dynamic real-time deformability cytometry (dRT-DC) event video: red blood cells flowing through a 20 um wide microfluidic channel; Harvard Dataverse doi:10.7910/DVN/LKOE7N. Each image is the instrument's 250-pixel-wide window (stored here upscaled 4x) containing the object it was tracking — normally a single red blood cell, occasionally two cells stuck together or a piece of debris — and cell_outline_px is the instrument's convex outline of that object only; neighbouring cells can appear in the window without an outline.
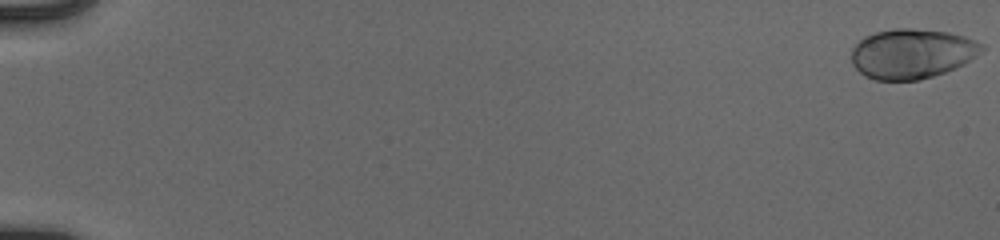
{"species": "human", "species_latin": "Homo sapiens", "temperature_condition": "cold", "stored_images_in_passage": 55, "camera_frame_rate_fps": 3000, "um_per_image_px": 0.085, "donor": {"sex": "male"}, "frame": {"image": 1, "passage_image": 1, "time_ms": 0.0, "image_size_px": [1000, 240], "cell_outline_px": [[984, 48], [976, 56], [964, 64], [956, 68], [920, 80], [876, 80], [864, 76], [852, 64], [852, 48], [864, 36], [876, 32], [896, 28], [912, 28], [948, 32], [964, 36], [976, 40], [984, 44]], "centroid_in_image_um": [77.52, 4.56], "position_along_channel_um": 7.5, "area_um2": 37.92}}
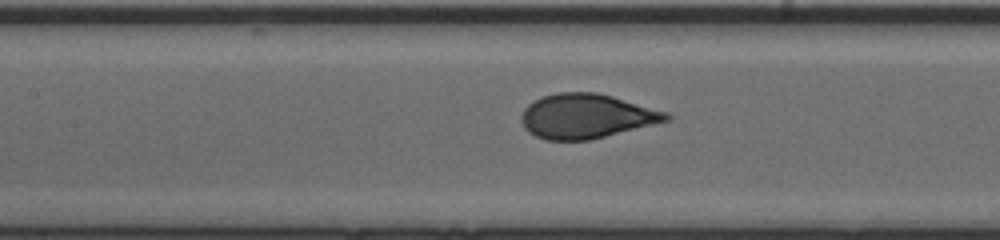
{"frame": {"image": 2, "passage_image": 28, "time_ms": 9.0, "image_size_px": [1000, 240], "cell_outline_px": [[672, 120], [588, 140], [544, 140], [528, 132], [524, 128], [520, 120], [520, 116], [524, 108], [528, 104], [544, 96], [556, 92], [596, 92], [612, 96], [668, 112], [672, 116]], "centroid_in_image_um": [49.84, 9.87], "position_along_channel_um": 157.6, "area_um2": 37.63}}
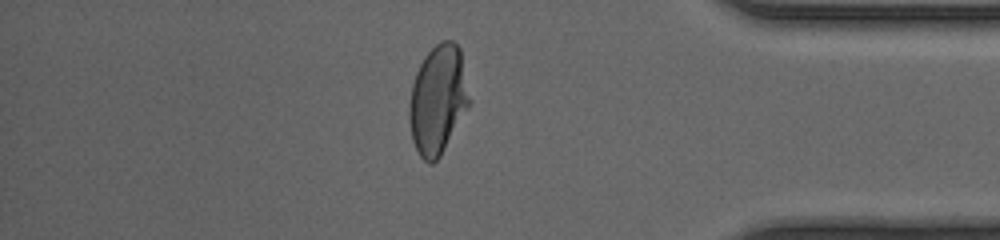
{"frame": {"image": 3, "passage_image": 48, "time_ms": 15.667, "image_size_px": [1000, 240], "cell_outline_px": [[472, 104], [440, 156], [432, 164], [428, 164], [420, 156], [412, 140], [408, 116], [408, 104], [412, 84], [416, 72], [424, 56], [440, 40], [452, 40], [460, 48], [472, 100]], "centroid_in_image_um": [37.25, 8.47], "position_along_channel_um": 398.0, "area_um2": 38.9}, "authors_computed_cell_mechanics": {"area_um2": 37.9168, "velocity_mm_per_s": 3.9253, "shape_relaxation_time_tau1_ms": 4.2635, "shape_relaxation_time_tau2_ms": null, "deformation_change_tau1": 0.1701, "deformation_change_tau2": null}}